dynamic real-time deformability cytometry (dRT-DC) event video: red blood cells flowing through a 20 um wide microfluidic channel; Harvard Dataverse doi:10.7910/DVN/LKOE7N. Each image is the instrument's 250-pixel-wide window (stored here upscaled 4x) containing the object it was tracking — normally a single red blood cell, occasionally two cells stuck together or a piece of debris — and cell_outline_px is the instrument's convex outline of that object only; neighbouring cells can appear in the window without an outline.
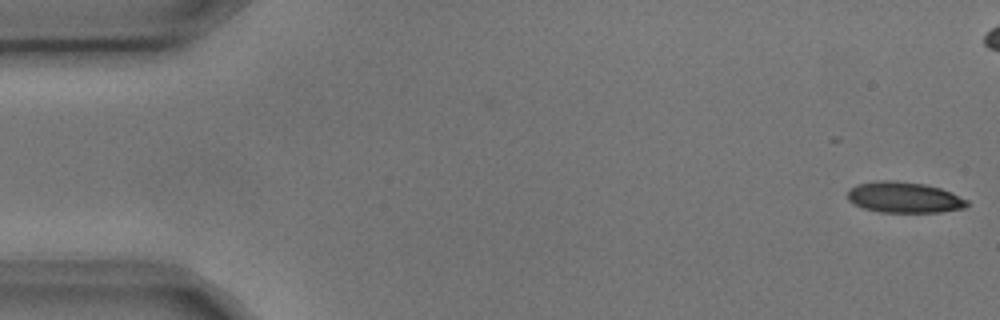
{"species": "common noctule bat (a hibernating species)", "species_latin": "Nyctalus noctula", "temperature_condition": "cold", "stored_images_in_passage": 8, "camera_frame_rate_fps": 3000, "um_per_image_px": 0.085, "animal": {"sex": "male", "body_mass_g": 17.9, "forearm_length_mm": 54.2}, "frame": {"image": 1, "passage_image": 1, "time_ms": 0.0, "image_size_px": [1000, 320], "cell_outline_px": [[968, 204], [964, 208], [940, 212], [880, 212], [864, 208], [852, 204], [848, 200], [848, 188], [856, 184], [880, 180], [896, 180], [924, 184], [940, 188], [952, 192], [968, 200]], "centroid_in_image_um": [76.83, 16.77], "position_along_channel_um": 8.2, "area_um2": 21.68}}
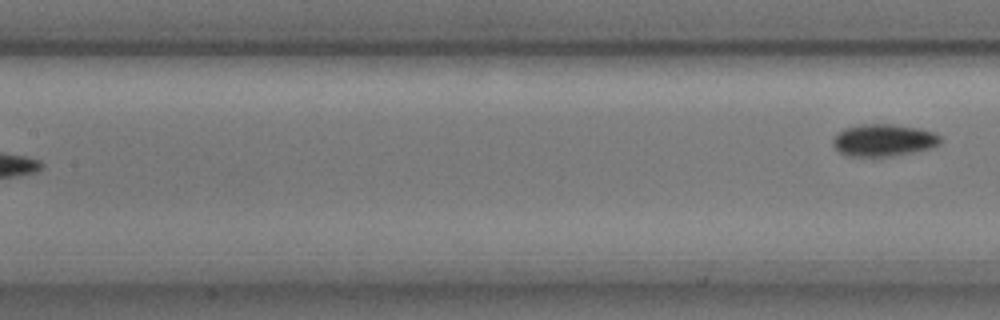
{"frame": {"image": 2, "passage_image": 8, "time_ms": 2.333, "image_size_px": [1000, 320], "cell_outline_px": [[940, 144], [932, 148], [892, 156], [844, 156], [832, 144], [832, 140], [844, 128], [864, 124], [892, 124], [920, 128], [936, 132], [940, 136]], "centroid_in_image_um": [75.13, 11.91], "position_along_channel_um": 132.3, "area_um2": 20.17}}